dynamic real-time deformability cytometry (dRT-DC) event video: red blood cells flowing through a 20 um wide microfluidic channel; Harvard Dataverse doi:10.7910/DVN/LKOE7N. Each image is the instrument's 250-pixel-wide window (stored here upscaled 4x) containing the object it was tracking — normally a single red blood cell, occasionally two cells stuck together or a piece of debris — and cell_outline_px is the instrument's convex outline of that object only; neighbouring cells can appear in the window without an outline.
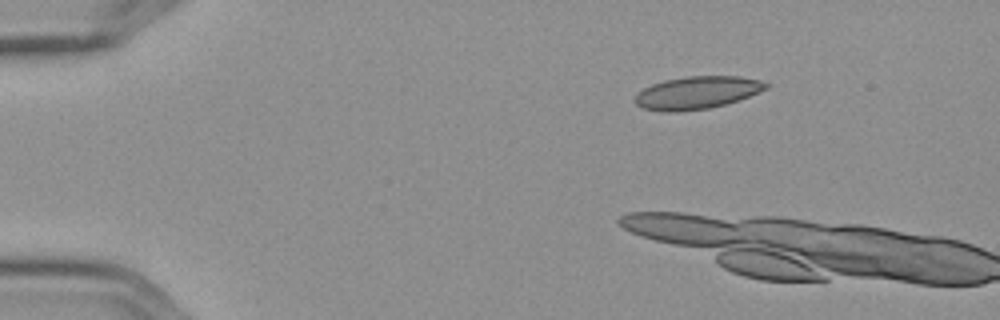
{"species": "Egyptian fruit bat (a non-hibernating species)", "species_latin": "Rousettus aegyptiacus", "temperature_condition": "cold", "stored_images_in_passage": 5, "camera_frame_rate_fps": 3000, "um_per_image_px": 0.085, "frame": {"image": 1, "passage_image": 3, "time_ms": 0.667, "image_size_px": [1000, 320], "cell_outline_px": [[768, 88], [748, 96], [724, 104], [708, 108], [676, 112], [660, 112], [644, 108], [636, 104], [636, 96], [644, 88], [652, 84], [664, 80], [688, 76], [740, 76], [760, 80], [768, 84]], "centroid_in_image_um": [59.24, 7.87], "position_along_channel_um": 25.8, "area_um2": 24.62}}